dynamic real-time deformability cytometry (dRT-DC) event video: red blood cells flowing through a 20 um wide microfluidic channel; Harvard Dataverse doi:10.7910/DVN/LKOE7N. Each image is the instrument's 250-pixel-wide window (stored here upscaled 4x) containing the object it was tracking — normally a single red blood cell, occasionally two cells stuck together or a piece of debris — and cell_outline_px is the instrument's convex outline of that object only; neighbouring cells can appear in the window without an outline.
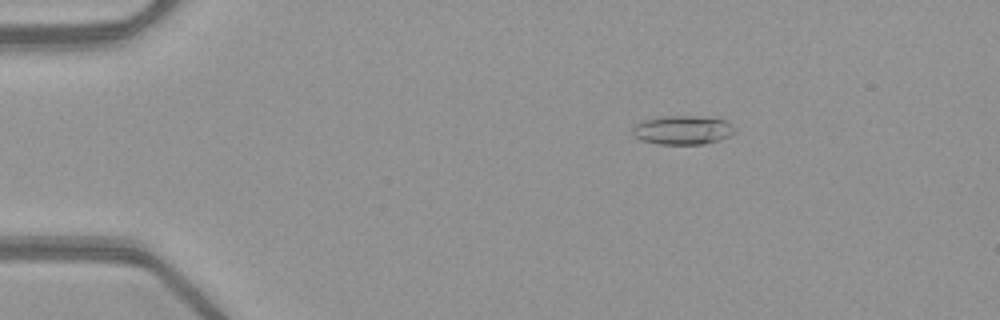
{"species": "common noctule bat (a hibernating species)", "species_latin": "Nyctalus noctula", "temperature_condition": "warm", "stored_images_in_passage": 51, "camera_frame_rate_fps": 3000, "um_per_image_px": 0.085, "animal": {"sex": "female", "body_mass_g": 21.9}, "frame": {"image": 1, "passage_image": 9, "time_ms": 2.667, "image_size_px": [1000, 320], "cell_outline_px": [[736, 132], [720, 140], [704, 144], [656, 144], [640, 140], [632, 136], [632, 128], [636, 124], [644, 120], [664, 116], [692, 116], [724, 120], [736, 128]], "centroid_in_image_um": [57.99, 11.07], "position_along_channel_um": 27.0, "area_um2": 17.22}}
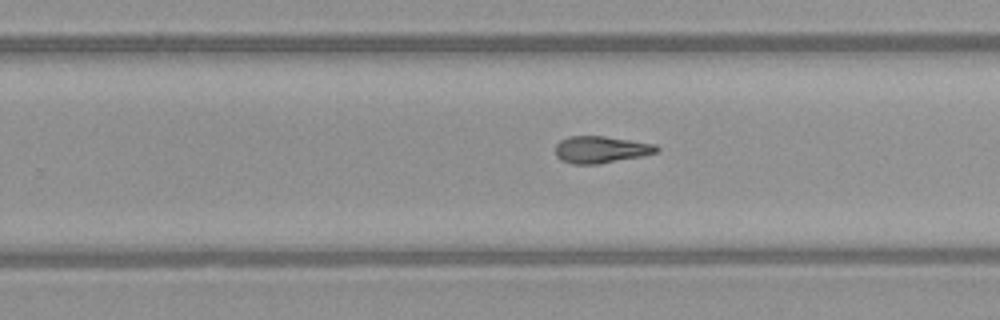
{"frame": {"image": 2, "passage_image": 33, "time_ms": 10.667, "image_size_px": [1000, 320], "cell_outline_px": [[660, 148], [656, 152], [644, 156], [600, 164], [572, 164], [560, 160], [556, 156], [556, 144], [560, 140], [568, 136], [604, 136], [656, 144]], "centroid_in_image_um": [51.07, 12.72], "position_along_channel_um": 278.7, "area_um2": 16.07}}
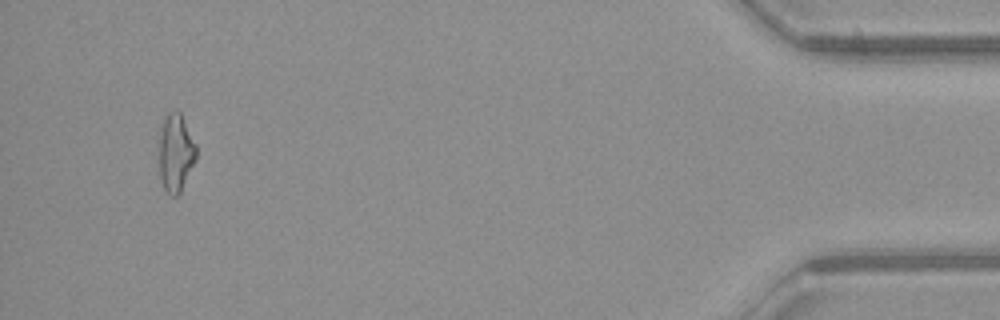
{"frame": {"image": 3, "passage_image": 49, "time_ms": 16.0, "image_size_px": [1000, 320], "cell_outline_px": [[196, 160], [180, 192], [176, 196], [172, 196], [164, 188], [160, 176], [160, 132], [164, 120], [168, 112], [172, 108], [180, 112], [196, 144]], "centroid_in_image_um": [14.95, 12.96], "position_along_channel_um": 420.2, "area_um2": 16.65}, "authors_computed_cell_mechanics": {"area_um2": 16.3574, "velocity_mm_per_s": 4.0763, "shape_relaxation_time_tau1_ms": null, "shape_relaxation_time_tau2_ms": 4.8683, "deformation_change_tau1": null, "deformation_change_tau2": 0.1733}}